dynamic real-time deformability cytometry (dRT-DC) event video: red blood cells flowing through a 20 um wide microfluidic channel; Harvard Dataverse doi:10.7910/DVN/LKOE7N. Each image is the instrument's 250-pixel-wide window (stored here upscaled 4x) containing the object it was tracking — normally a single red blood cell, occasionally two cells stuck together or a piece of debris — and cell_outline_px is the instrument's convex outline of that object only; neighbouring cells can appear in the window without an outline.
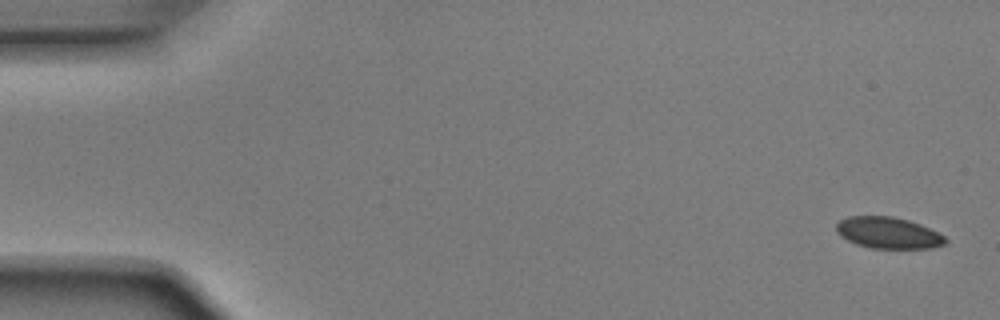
{"species": "Egyptian fruit bat (a non-hibernating species)", "species_latin": "Rousettus aegyptiacus", "temperature_condition": "room temperature", "stored_images_in_passage": 5, "camera_frame_rate_fps": 3000, "um_per_image_px": 0.085, "animal": {"sex": "male"}, "frame": {"image": 1, "passage_image": 1, "time_ms": 0.0, "image_size_px": [1000, 320], "cell_outline_px": [[948, 240], [944, 244], [932, 248], [868, 248], [856, 244], [840, 236], [836, 232], [836, 224], [840, 220], [848, 216], [892, 216], [908, 220], [920, 224], [944, 236]], "centroid_in_image_um": [75.47, 19.79], "position_along_channel_um": 9.5, "area_um2": 19.94}}
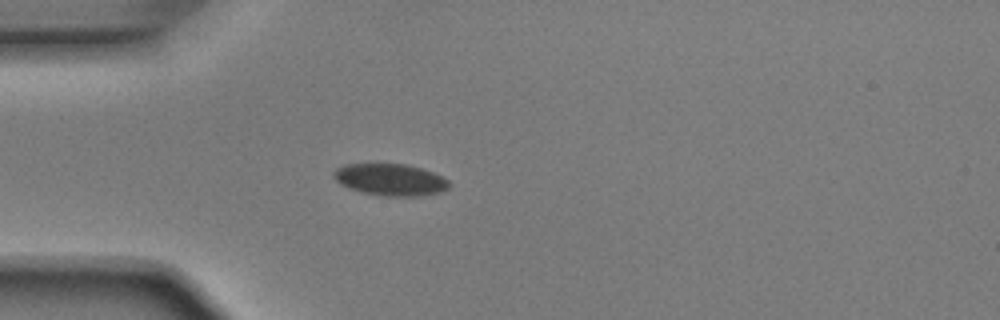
{"frame": {"image": 2, "passage_image": 5, "time_ms": 1.333, "image_size_px": [1000, 320], "cell_outline_px": [[452, 184], [448, 188], [440, 192], [420, 196], [388, 196], [364, 192], [348, 188], [340, 184], [332, 176], [332, 172], [336, 168], [344, 164], [404, 164], [420, 168], [432, 172], [448, 180]], "centroid_in_image_um": [33.16, 15.27], "position_along_channel_um": 51.8, "area_um2": 21.33}}